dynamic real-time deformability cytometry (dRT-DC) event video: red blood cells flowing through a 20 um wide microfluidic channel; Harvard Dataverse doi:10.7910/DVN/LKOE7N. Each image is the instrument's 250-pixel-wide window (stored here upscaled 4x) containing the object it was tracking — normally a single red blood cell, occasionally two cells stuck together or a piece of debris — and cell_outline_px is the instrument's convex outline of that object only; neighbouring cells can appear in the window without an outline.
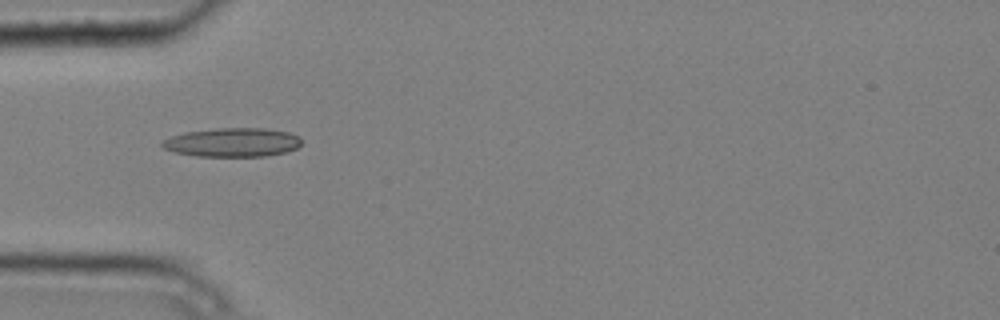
{"species": "common noctule bat (a hibernating species)", "species_latin": "Nyctalus noctula", "temperature_condition": "cold", "stored_images_in_passage": 7, "camera_frame_rate_fps": 3000, "um_per_image_px": 0.085, "animal": {"sex": "male", "body_mass_g": 20.4}, "frame": {"image": 1, "passage_image": 2, "time_ms": 0.333, "image_size_px": [1000, 320], "cell_outline_px": [[300, 144], [296, 148], [288, 152], [264, 156], [196, 156], [176, 152], [164, 148], [160, 144], [160, 140], [184, 132], [216, 128], [264, 128], [288, 132], [300, 136]], "centroid_in_image_um": [19.75, 12.09], "position_along_channel_um": 65.3, "area_um2": 23.52}}
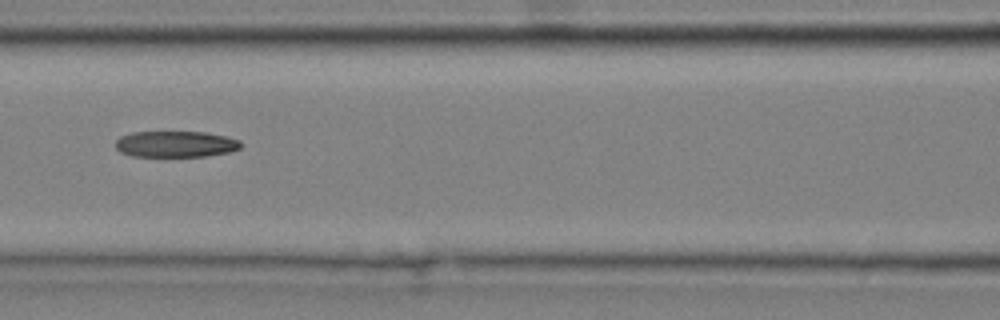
{"frame": {"image": 2, "passage_image": 4, "time_ms": 1.0, "image_size_px": [1000, 320], "cell_outline_px": [[240, 148], [232, 152], [204, 156], [132, 156], [120, 152], [116, 148], [116, 140], [120, 136], [132, 132], [208, 132], [228, 136], [240, 140]], "centroid_in_image_um": [14.95, 12.24], "position_along_channel_um": 151.6, "area_um2": 19.25}}
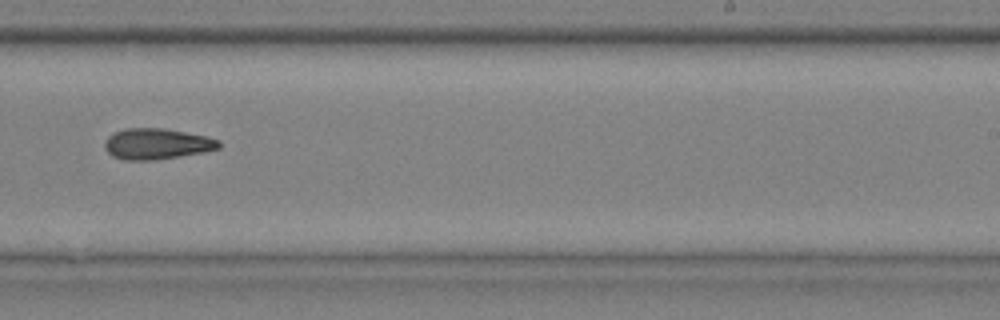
{"frame": {"image": 3, "passage_image": 7, "time_ms": 2.0, "image_size_px": [1000, 320], "cell_outline_px": [[220, 148], [204, 152], [156, 160], [124, 160], [112, 156], [104, 148], [104, 140], [108, 136], [124, 128], [164, 128], [208, 136], [220, 140]], "centroid_in_image_um": [13.33, 12.23], "position_along_channel_um": 275.7, "area_um2": 20.75}}